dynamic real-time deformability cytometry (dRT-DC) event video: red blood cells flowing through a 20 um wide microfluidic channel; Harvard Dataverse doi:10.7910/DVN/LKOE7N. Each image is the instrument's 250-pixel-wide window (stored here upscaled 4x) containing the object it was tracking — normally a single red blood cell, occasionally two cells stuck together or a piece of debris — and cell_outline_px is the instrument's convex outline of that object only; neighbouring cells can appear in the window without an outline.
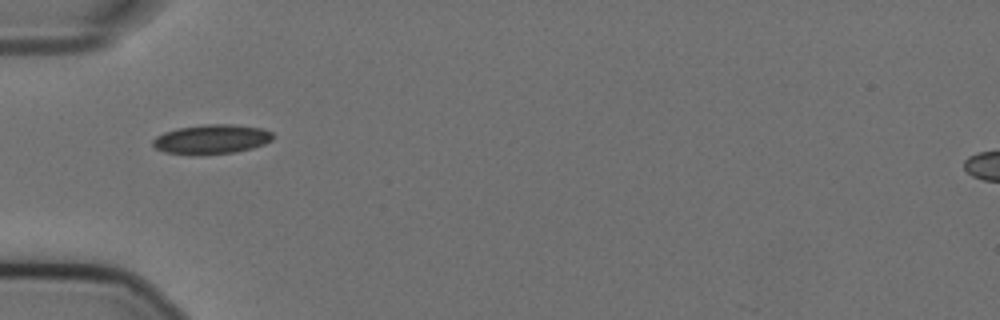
{"species": "Egyptian fruit bat (a non-hibernating species)", "species_latin": "Rousettus aegyptiacus", "temperature_condition": "cold", "stored_images_in_passage": 21, "camera_frame_rate_fps": 3000, "um_per_image_px": 0.085, "animal": {"sex": "female"}, "frame": {"image": 1, "passage_image": 1, "time_ms": 0.0, "image_size_px": [1000, 320], "cell_outline_px": [[272, 140], [264, 144], [252, 148], [236, 152], [196, 156], [188, 156], [164, 152], [156, 148], [152, 144], [152, 140], [156, 136], [164, 132], [176, 128], [204, 124], [232, 124], [260, 128], [272, 132]], "centroid_in_image_um": [17.93, 11.85], "position_along_channel_um": 67.1, "area_um2": 20.98}}
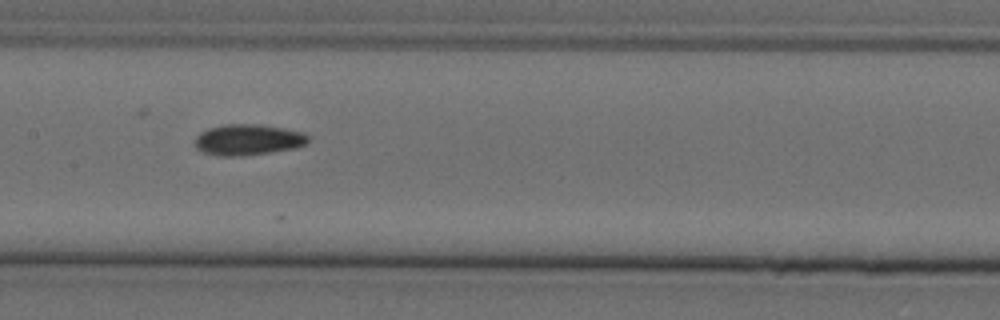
{"frame": {"image": 2, "passage_image": 11, "time_ms": 3.333, "image_size_px": [1000, 320], "cell_outline_px": [[312, 136], [308, 144], [296, 148], [240, 156], [216, 156], [204, 152], [196, 148], [196, 136], [200, 132], [208, 128], [224, 124], [256, 124], [284, 128], [304, 132]], "centroid_in_image_um": [21.13, 11.87], "position_along_channel_um": 186.3, "area_um2": 20.63}}
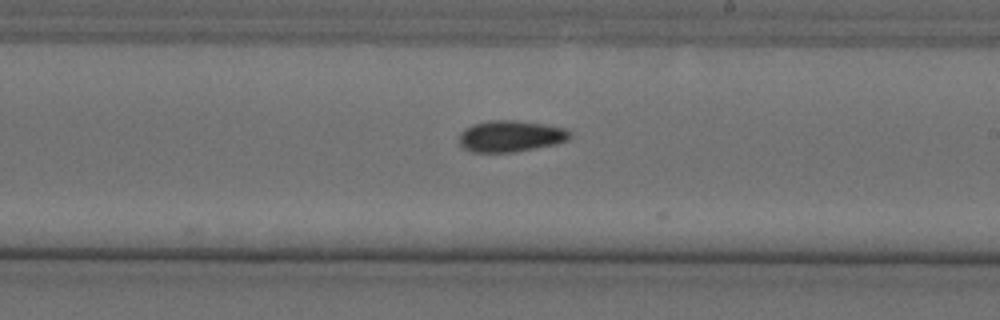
{"frame": {"image": 3, "passage_image": 16, "time_ms": 5.0, "image_size_px": [1000, 320], "cell_outline_px": [[572, 136], [568, 140], [556, 144], [512, 152], [472, 152], [460, 148], [460, 132], [464, 128], [472, 124], [488, 120], [516, 120], [544, 124], [564, 128], [572, 132]], "centroid_in_image_um": [43.38, 11.57], "position_along_channel_um": 245.6, "area_um2": 20.46}}